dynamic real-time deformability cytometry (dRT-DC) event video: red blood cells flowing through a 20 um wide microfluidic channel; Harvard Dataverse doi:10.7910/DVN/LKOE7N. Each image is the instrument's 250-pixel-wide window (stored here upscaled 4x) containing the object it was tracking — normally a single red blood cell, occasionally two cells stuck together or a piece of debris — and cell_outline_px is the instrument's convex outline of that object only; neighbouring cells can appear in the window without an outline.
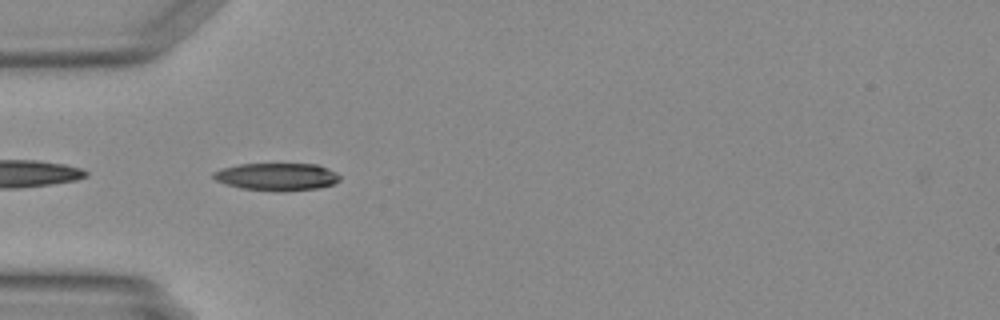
{"species": "Egyptian fruit bat (a non-hibernating species)", "species_latin": "Rousettus aegyptiacus", "temperature_condition": "warm", "stored_images_in_passage": 9, "camera_frame_rate_fps": 3000, "um_per_image_px": 0.085, "animal": {"sex": "female"}, "frame": {"image": 1, "passage_image": 2, "time_ms": 0.333, "image_size_px": [1000, 320], "cell_outline_px": [[340, 180], [332, 184], [316, 188], [276, 192], [240, 188], [216, 180], [212, 176], [212, 172], [220, 168], [240, 164], [316, 164], [328, 168], [336, 172], [340, 176]], "centroid_in_image_um": [23.51, 15.02], "position_along_channel_um": 61.5, "area_um2": 20.29}}